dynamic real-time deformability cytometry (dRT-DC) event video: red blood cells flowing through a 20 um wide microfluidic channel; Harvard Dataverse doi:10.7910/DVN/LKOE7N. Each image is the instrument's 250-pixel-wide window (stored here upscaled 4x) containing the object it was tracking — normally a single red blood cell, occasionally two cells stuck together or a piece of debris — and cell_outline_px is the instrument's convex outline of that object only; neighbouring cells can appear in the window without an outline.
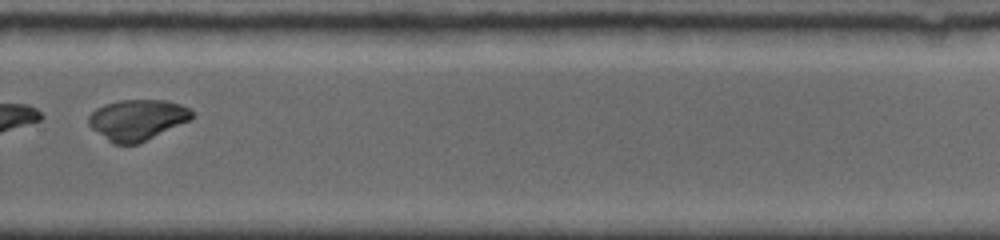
{"species": "common noctule bat (a hibernating species)", "species_latin": "Nyctalus noctula", "temperature_condition": "room temperature", "stored_images_in_passage": 14, "camera_frame_rate_fps": 5000, "um_per_image_px": 0.085, "animal": {"sex": "female", "body_mass_g": 19.0, "forearm_length_mm": 56.7}, "frame": {"image": 1, "passage_image": 10, "time_ms": 7.8, "image_size_px": [1000, 240], "cell_outline_px": [[196, 116], [192, 120], [140, 144], [112, 144], [92, 128], [88, 124], [88, 116], [96, 108], [104, 104], [120, 100], [164, 100], [180, 104], [188, 108]], "centroid_in_image_um": [11.7, 10.19], "position_along_channel_um": 318.1, "area_um2": 24.85}}